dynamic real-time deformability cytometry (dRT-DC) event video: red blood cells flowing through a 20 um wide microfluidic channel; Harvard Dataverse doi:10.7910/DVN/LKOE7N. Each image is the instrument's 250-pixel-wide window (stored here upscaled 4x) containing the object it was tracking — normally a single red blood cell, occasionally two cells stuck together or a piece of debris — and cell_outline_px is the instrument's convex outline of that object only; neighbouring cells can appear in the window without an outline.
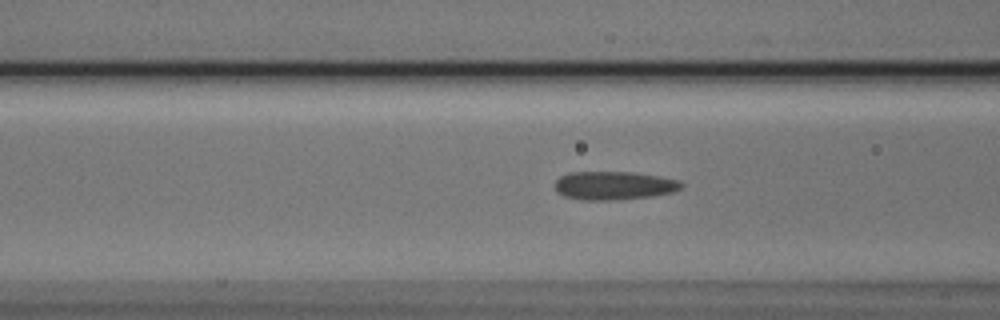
{"species": "Egyptian fruit bat (a non-hibernating species)", "species_latin": "Rousettus aegyptiacus", "temperature_condition": "cold", "stored_images_in_passage": 30, "camera_frame_rate_fps": 3000, "um_per_image_px": 0.085, "animal": {"sex": "male"}, "frame": {"image": 1, "passage_image": 7, "time_ms": 2.0, "image_size_px": [1000, 320], "cell_outline_px": [[684, 184], [680, 188], [672, 192], [652, 196], [620, 200], [584, 200], [564, 196], [556, 192], [556, 180], [560, 176], [568, 172], [632, 172], [680, 180]], "centroid_in_image_um": [52.17, 15.77], "position_along_channel_um": 114.4, "area_um2": 20.98}}
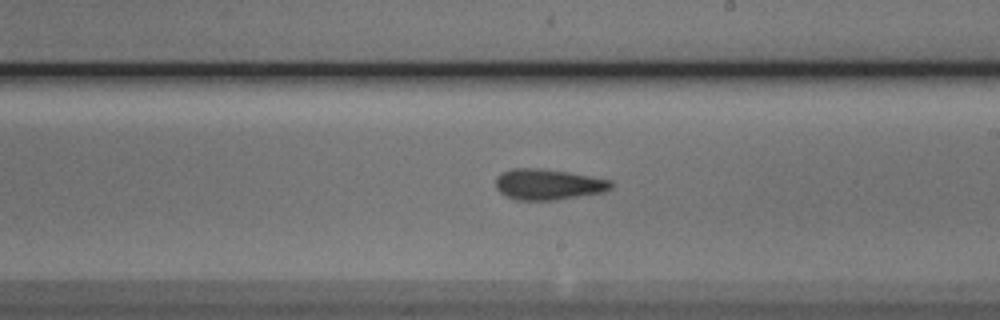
{"frame": {"image": 2, "passage_image": 17, "time_ms": 5.333, "image_size_px": [1000, 320], "cell_outline_px": [[612, 188], [604, 192], [556, 200], [516, 200], [504, 196], [496, 188], [496, 176], [500, 172], [512, 168], [540, 168], [568, 172], [612, 180]], "centroid_in_image_um": [46.56, 15.67], "position_along_channel_um": 242.4, "area_um2": 20.92}}
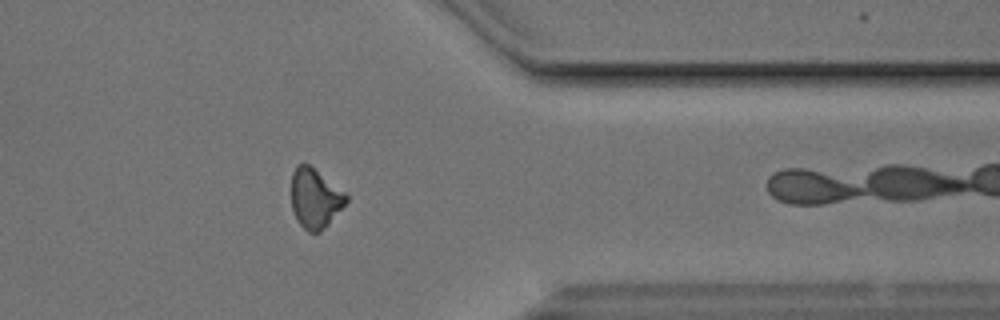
{"frame": {"image": 3, "passage_image": 29, "time_ms": 9.333, "image_size_px": [1000, 320], "cell_outline_px": [[348, 200], [328, 224], [320, 232], [308, 232], [296, 220], [292, 208], [292, 172], [296, 164], [308, 164], [344, 192], [348, 196]], "centroid_in_image_um": [26.75, 16.87], "position_along_channel_um": 384.6, "area_um2": 18.73}}